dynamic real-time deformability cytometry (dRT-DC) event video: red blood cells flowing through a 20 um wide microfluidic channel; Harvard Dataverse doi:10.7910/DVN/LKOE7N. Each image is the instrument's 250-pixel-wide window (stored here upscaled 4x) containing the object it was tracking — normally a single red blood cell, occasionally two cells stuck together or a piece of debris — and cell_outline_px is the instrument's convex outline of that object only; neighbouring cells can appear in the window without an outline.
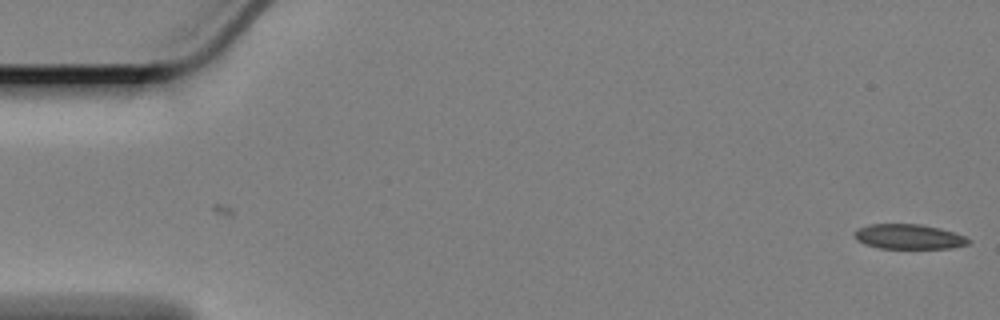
{"species": "Egyptian fruit bat (a non-hibernating species)", "species_latin": "Rousettus aegyptiacus", "temperature_condition": "cold", "stored_images_in_passage": 7, "camera_frame_rate_fps": 3000, "um_per_image_px": 0.085, "animal": {"sex": "female"}, "frame": {"image": 1, "passage_image": 7, "time_ms": 2.0, "image_size_px": [1000, 320], "cell_outline_px": [[972, 240], [968, 244], [952, 248], [880, 248], [864, 244], [856, 240], [852, 232], [856, 228], [868, 224], [920, 224], [940, 228], [964, 236]], "centroid_in_image_um": [77.19, 20.11], "position_along_channel_um": 7.8, "area_um2": 16.65}}